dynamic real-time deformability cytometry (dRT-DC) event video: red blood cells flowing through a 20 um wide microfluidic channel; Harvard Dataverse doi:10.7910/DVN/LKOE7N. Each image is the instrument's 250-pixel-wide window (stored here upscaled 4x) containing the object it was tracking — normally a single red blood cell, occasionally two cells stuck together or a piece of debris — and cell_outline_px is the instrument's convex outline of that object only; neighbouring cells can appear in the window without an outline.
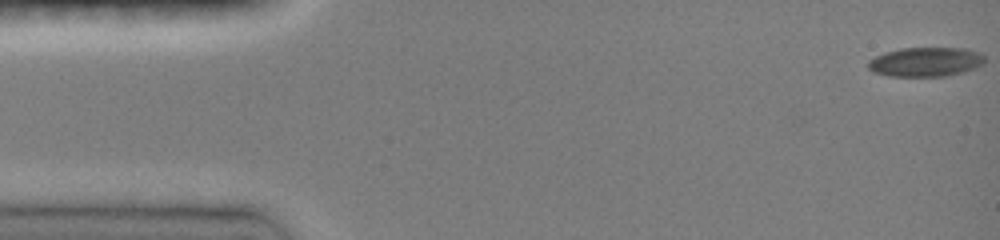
{"species": "common noctule bat (a hibernating species)", "species_latin": "Nyctalus noctula", "temperature_condition": "room temperature", "stored_images_in_passage": 11, "camera_frame_rate_fps": 3000, "um_per_image_px": 0.085, "animal": {"sex": "female", "body_mass_g": 19.0, "forearm_length_mm": 51.5}, "frame": {"image": 1, "passage_image": 1, "time_ms": 0.0, "image_size_px": [1000, 240], "cell_outline_px": [[984, 64], [976, 68], [964, 72], [944, 76], [888, 76], [872, 72], [868, 68], [868, 60], [884, 52], [900, 48], [964, 48], [980, 52], [984, 56]], "centroid_in_image_um": [78.68, 5.26], "position_along_channel_um": 6.3, "area_um2": 20.11}}